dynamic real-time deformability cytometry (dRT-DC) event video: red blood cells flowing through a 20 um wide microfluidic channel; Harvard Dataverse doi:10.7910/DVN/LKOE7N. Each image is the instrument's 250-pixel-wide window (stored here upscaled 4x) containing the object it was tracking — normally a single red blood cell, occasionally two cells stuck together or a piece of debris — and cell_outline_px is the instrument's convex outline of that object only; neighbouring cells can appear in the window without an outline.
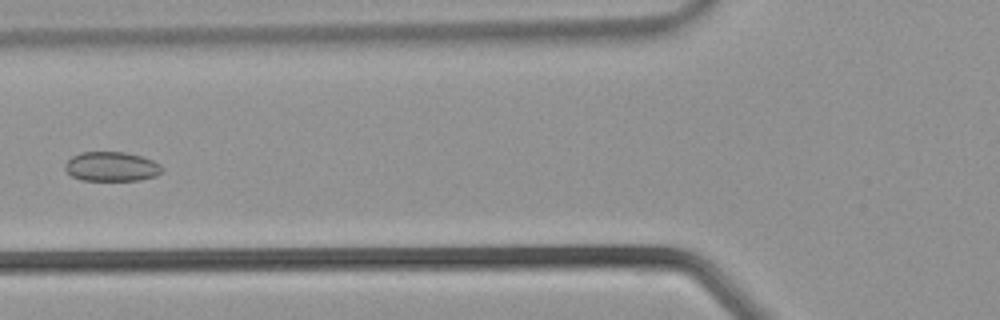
{"species": "common noctule bat (a hibernating species)", "species_latin": "Nyctalus noctula", "temperature_condition": "warm", "stored_images_in_passage": 30, "camera_frame_rate_fps": 3000, "um_per_image_px": 0.085, "animal": {"sex": "male", "body_mass_g": 21.5, "forearm_length_mm": 52.0}, "frame": {"image": 1, "passage_image": 7, "time_ms": 2.0, "image_size_px": [1000, 320], "cell_outline_px": [[164, 168], [156, 176], [140, 180], [84, 180], [72, 176], [64, 168], [64, 164], [72, 156], [80, 152], [124, 152], [140, 156], [152, 160], [160, 164]], "centroid_in_image_um": [9.48, 14.15], "position_along_channel_um": 116.3, "area_um2": 16.59}}
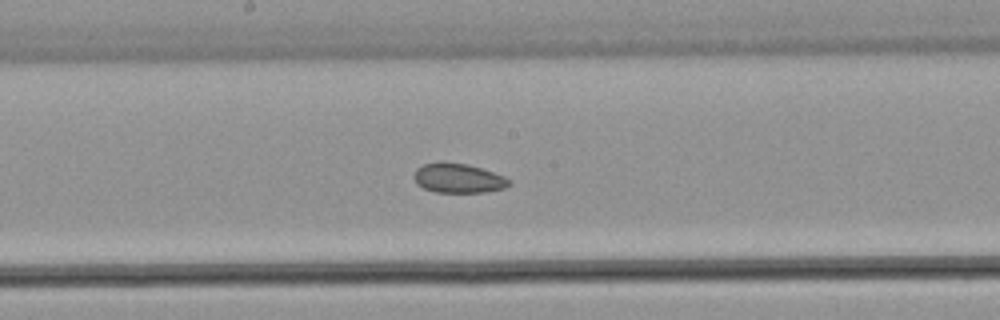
{"frame": {"image": 2, "passage_image": 12, "time_ms": 3.667, "image_size_px": [1000, 320], "cell_outline_px": [[512, 184], [504, 188], [484, 192], [436, 192], [424, 188], [416, 184], [412, 176], [416, 168], [424, 164], [468, 164], [504, 176], [512, 180]], "centroid_in_image_um": [38.97, 15.18], "position_along_channel_um": 209.2, "area_um2": 16.01}}
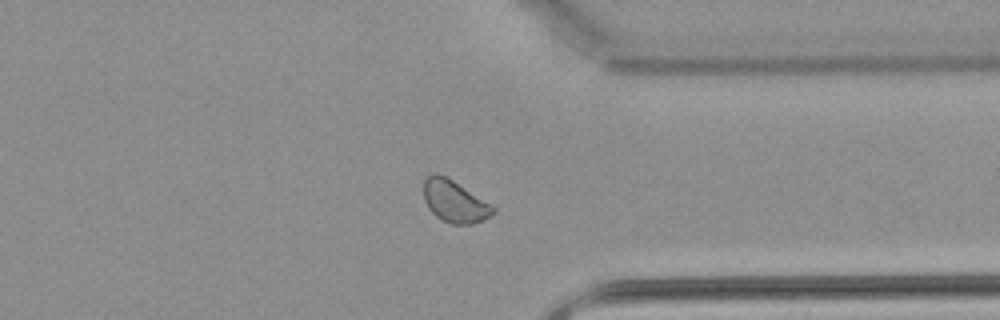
{"frame": {"image": 3, "passage_image": 21, "time_ms": 6.667, "image_size_px": [1000, 320], "cell_outline_px": [[496, 212], [484, 220], [472, 224], [452, 224], [440, 220], [428, 208], [424, 200], [424, 180], [428, 176], [436, 172], [452, 180], [492, 204], [496, 208]], "centroid_in_image_um": [38.65, 17.14], "position_along_channel_um": 372.7, "area_um2": 17.05}}